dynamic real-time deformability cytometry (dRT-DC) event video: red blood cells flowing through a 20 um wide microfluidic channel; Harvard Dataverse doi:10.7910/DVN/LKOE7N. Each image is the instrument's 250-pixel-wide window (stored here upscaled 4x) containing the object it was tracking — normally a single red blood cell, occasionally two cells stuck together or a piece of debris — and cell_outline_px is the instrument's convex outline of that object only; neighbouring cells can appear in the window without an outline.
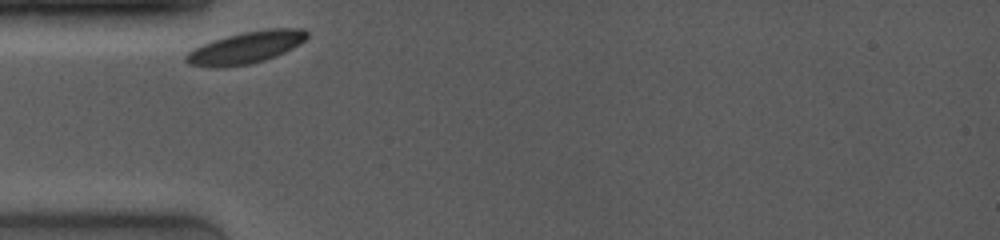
{"species": "common noctule bat (a hibernating species)", "species_latin": "Nyctalus noctula", "temperature_condition": "room temperature", "stored_images_in_passage": 22, "camera_frame_rate_fps": 4000, "um_per_image_px": 0.085, "animal": {"sex": "female", "body_mass_g": 19.0, "forearm_length_mm": 53.3}, "frame": {"image": 1, "passage_image": 1, "time_ms": 0.0, "image_size_px": [1000, 240], "cell_outline_px": [[308, 36], [304, 40], [292, 48], [276, 56], [264, 60], [248, 64], [224, 68], [212, 68], [188, 64], [184, 60], [184, 56], [188, 52], [204, 44], [228, 36], [244, 32], [268, 28], [304, 28], [308, 32]], "centroid_in_image_um": [20.9, 4.05], "position_along_channel_um": 64.1, "area_um2": 22.37}}
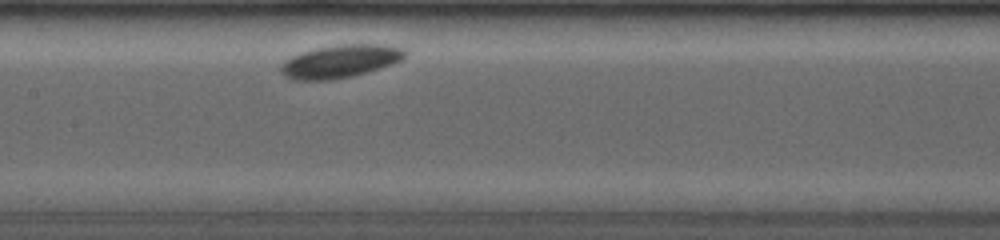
{"frame": {"image": 2, "passage_image": 9, "time_ms": 3.25, "image_size_px": [1000, 240], "cell_outline_px": [[404, 56], [400, 60], [392, 64], [380, 68], [352, 76], [328, 80], [292, 80], [284, 76], [280, 72], [280, 68], [284, 60], [300, 52], [312, 48], [336, 44], [384, 44], [400, 48], [404, 52]], "centroid_in_image_um": [28.84, 5.2], "position_along_channel_um": 178.6, "area_um2": 23.87}}
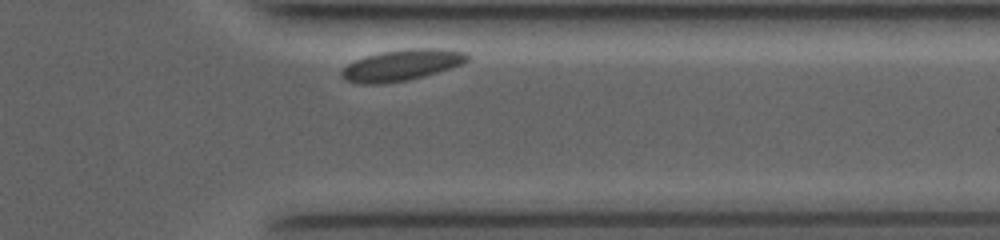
{"frame": {"image": 3, "passage_image": 21, "time_ms": 8.75, "image_size_px": [1000, 240], "cell_outline_px": [[468, 60], [452, 68], [424, 76], [408, 80], [380, 84], [364, 84], [344, 80], [340, 76], [340, 72], [348, 64], [364, 56], [384, 52], [408, 48], [440, 48], [468, 52]], "centroid_in_image_um": [34.15, 5.53], "position_along_channel_um": 377.3, "area_um2": 22.83}, "authors_computed_cell_mechanics": {"area_um2": 22.9177, "velocity_mm_per_s": 3.5776, "shape_relaxation_time_tau1_ms": 0.6404, "shape_relaxation_time_tau2_ms": null, "deformation_change_tau1": 0.0446, "deformation_change_tau2": null}}